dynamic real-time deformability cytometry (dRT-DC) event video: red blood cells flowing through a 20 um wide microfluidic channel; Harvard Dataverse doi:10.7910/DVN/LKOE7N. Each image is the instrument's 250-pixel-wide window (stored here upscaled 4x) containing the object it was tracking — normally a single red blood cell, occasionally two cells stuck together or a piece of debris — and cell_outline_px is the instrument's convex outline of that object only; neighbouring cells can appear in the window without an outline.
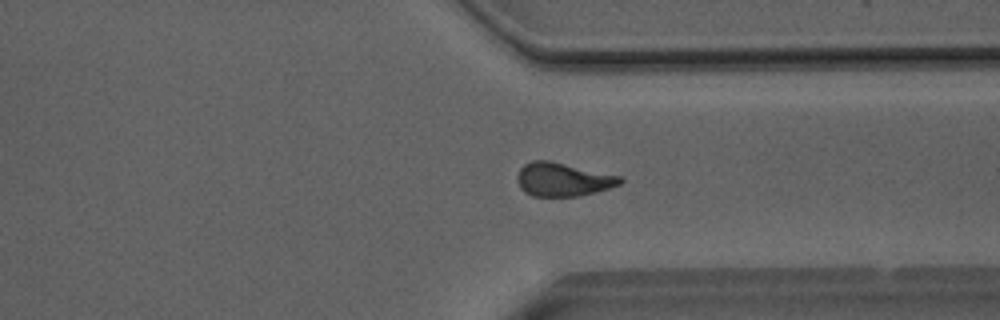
{"species": "Egyptian fruit bat (a non-hibernating species)", "species_latin": "Rousettus aegyptiacus", "temperature_condition": "room temperature", "stored_images_in_passage": 41, "camera_frame_rate_fps": 3000, "um_per_image_px": 0.085, "animal": {"sex": "male"}, "frame": {"image": 1, "passage_image": 29, "time_ms": 9.333, "image_size_px": [1000, 320], "cell_outline_px": [[624, 180], [620, 184], [596, 192], [580, 196], [532, 196], [524, 192], [520, 188], [516, 180], [516, 176], [520, 168], [524, 164], [532, 160], [548, 160], [620, 176]], "centroid_in_image_um": [47.8, 15.26], "position_along_channel_um": 363.6, "area_um2": 20.11}}
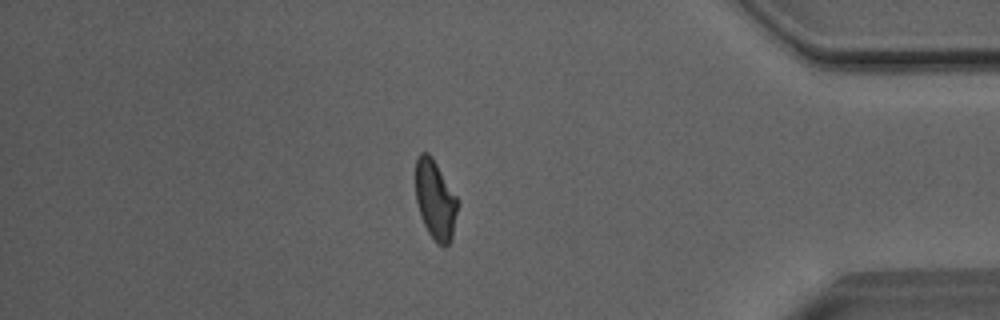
{"frame": {"image": 2, "passage_image": 34, "time_ms": 11.0, "image_size_px": [1000, 320], "cell_outline_px": [[456, 212], [452, 240], [444, 248], [436, 244], [428, 232], [424, 224], [416, 200], [416, 156], [420, 152], [428, 152], [432, 156], [456, 196]], "centroid_in_image_um": [36.98, 16.99], "position_along_channel_um": 398.2, "area_um2": 19.25}}
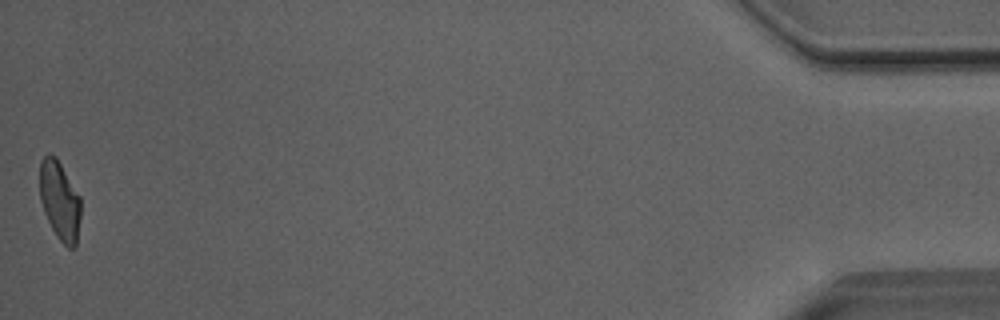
{"frame": {"image": 3, "passage_image": 41, "time_ms": 13.333, "image_size_px": [1000, 320], "cell_outline_px": [[80, 216], [76, 248], [68, 248], [56, 236], [44, 212], [40, 200], [40, 160], [48, 152], [56, 156], [80, 196]], "centroid_in_image_um": [5.07, 17.04], "position_along_channel_um": 430.1, "area_um2": 18.96}, "authors_computed_cell_mechanics": {"area_um2": 20.0566, "velocity_mm_per_s": 4.074, "shape_relaxation_time_tau1_ms": 9.3755, "shape_relaxation_time_tau2_ms": 2.6875, "deformation_change_tau1": 0.2304, "deformation_change_tau2": 0.107}}